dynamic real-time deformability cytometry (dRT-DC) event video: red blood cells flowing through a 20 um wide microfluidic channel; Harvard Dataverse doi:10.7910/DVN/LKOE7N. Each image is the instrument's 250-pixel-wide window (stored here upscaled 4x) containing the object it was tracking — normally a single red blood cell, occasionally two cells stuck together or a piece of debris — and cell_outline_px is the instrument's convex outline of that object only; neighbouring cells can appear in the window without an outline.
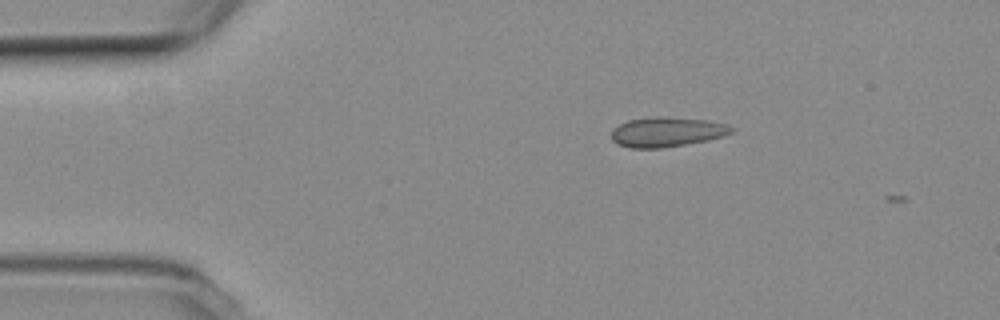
{"species": "common noctule bat (a hibernating species)", "species_latin": "Nyctalus noctula", "temperature_condition": "room temperature", "stored_images_in_passage": 3, "camera_frame_rate_fps": 3000, "um_per_image_px": 0.085, "animal": {"sex": "female", "body_mass_g": 19.3, "forearm_length_mm": 54.1}, "frame": {"image": 1, "passage_image": 2, "time_ms": 0.333, "image_size_px": [1000, 320], "cell_outline_px": [[736, 132], [724, 136], [708, 140], [664, 148], [628, 148], [616, 144], [612, 140], [612, 128], [628, 120], [656, 116], [668, 116], [708, 120], [728, 124], [736, 128]], "centroid_in_image_um": [56.73, 11.21], "position_along_channel_um": 28.3, "area_um2": 21.33}}